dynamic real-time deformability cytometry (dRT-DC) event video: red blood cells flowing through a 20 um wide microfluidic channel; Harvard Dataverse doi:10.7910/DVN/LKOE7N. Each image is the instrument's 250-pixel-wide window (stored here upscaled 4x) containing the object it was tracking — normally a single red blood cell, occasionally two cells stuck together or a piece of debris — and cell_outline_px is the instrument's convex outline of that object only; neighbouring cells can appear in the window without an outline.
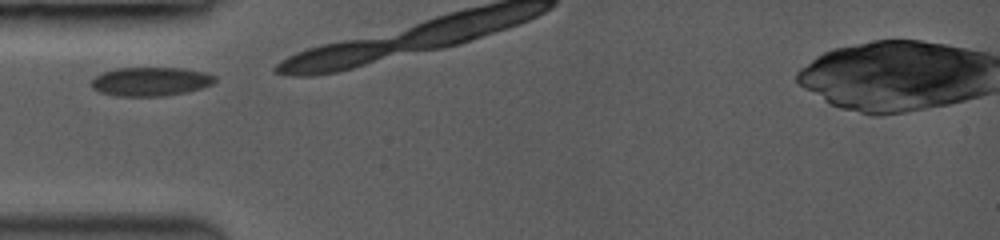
{"species": "common noctule bat (a hibernating species)", "species_latin": "Nyctalus noctula", "temperature_condition": "room temperature", "stored_images_in_passage": 3, "camera_frame_rate_fps": 3500, "um_per_image_px": 0.085, "animal": {"sex": "female", "body_mass_g": 19.0, "forearm_length_mm": 53.3}, "frame": {"image": 1, "passage_image": 1, "time_ms": 0.0, "image_size_px": [1000, 240], "cell_outline_px": [[216, 80], [212, 84], [200, 88], [184, 92], [160, 96], [120, 96], [100, 92], [92, 88], [92, 80], [96, 76], [104, 72], [116, 68], [184, 68], [204, 72], [216, 76]], "centroid_in_image_um": [12.81, 6.92], "position_along_channel_um": 72.2, "area_um2": 20.52}}